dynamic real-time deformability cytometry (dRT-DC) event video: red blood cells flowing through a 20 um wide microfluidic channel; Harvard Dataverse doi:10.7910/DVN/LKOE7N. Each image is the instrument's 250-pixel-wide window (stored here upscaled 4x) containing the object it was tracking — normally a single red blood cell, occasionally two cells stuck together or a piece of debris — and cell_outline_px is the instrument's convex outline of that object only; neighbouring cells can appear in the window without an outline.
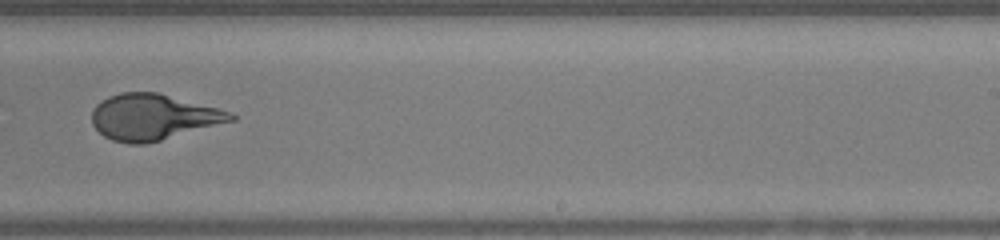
{"species": "human", "species_latin": "Homo sapiens", "temperature_condition": "warm", "stored_images_in_passage": 25, "camera_frame_rate_fps": 3000, "um_per_image_px": 0.085, "donor": {"sex": "female"}, "frame": {"image": 1, "passage_image": 15, "time_ms": 4.667, "image_size_px": [1000, 240], "cell_outline_px": [[236, 120], [160, 140], [144, 144], [128, 144], [112, 140], [104, 136], [92, 124], [92, 112], [96, 104], [100, 100], [108, 96], [120, 92], [160, 92], [232, 112], [236, 116]], "centroid_in_image_um": [13.01, 9.93], "position_along_channel_um": 276.0, "area_um2": 37.28}}